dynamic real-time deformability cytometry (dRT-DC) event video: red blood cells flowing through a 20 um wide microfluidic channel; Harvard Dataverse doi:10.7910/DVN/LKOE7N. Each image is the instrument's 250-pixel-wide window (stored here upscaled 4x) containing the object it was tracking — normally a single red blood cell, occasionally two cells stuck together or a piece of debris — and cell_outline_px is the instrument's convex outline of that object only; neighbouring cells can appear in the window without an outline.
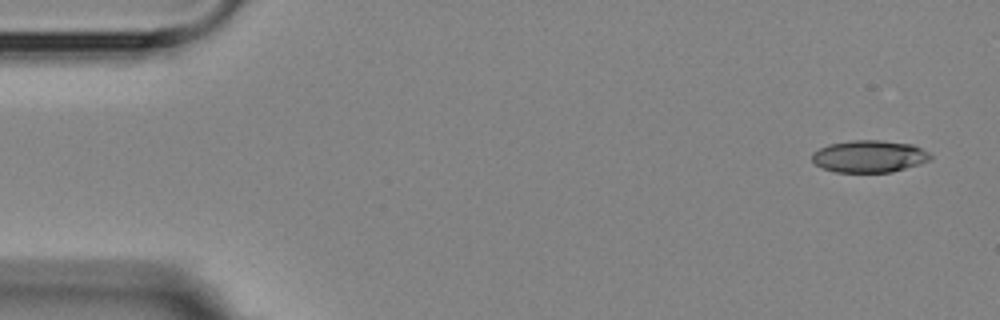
{"species": "Egyptian fruit bat (a non-hibernating species)", "species_latin": "Rousettus aegyptiacus", "temperature_condition": "room temperature", "stored_images_in_passage": 3, "camera_frame_rate_fps": 3000, "um_per_image_px": 0.085, "animal": {"sex": "female"}, "frame": {"image": 1, "passage_image": 1, "time_ms": 0.0, "image_size_px": [1000, 320], "cell_outline_px": [[932, 160], [920, 164], [892, 172], [832, 172], [816, 164], [812, 160], [812, 152], [828, 144], [852, 140], [880, 140], [912, 144], [928, 152], [932, 156]], "centroid_in_image_um": [73.89, 13.29], "position_along_channel_um": 11.1, "area_um2": 22.25}}